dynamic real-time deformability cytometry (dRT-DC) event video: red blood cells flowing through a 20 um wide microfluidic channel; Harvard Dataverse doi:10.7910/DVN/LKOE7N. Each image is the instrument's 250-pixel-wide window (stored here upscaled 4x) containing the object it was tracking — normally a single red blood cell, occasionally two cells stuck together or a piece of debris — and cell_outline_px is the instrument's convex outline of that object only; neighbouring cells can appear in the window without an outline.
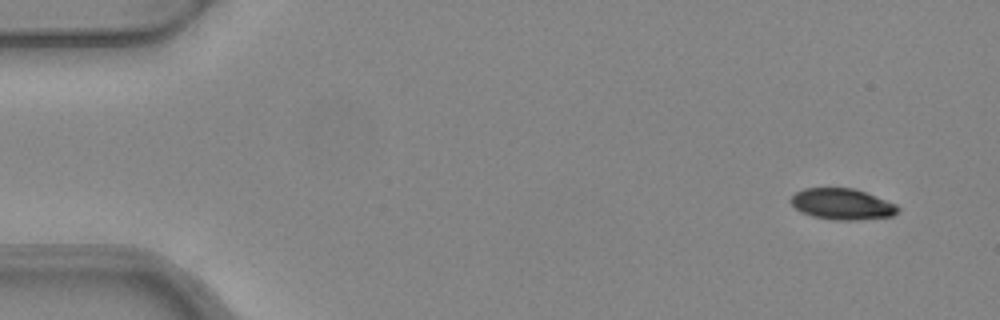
{"species": "common noctule bat (a hibernating species)", "species_latin": "Nyctalus noctula", "temperature_condition": "warm", "stored_images_in_passage": 5, "camera_frame_rate_fps": 3000, "um_per_image_px": 0.085, "animal": {"sex": "female", "body_mass_g": 24.6, "forearm_length_mm": 56.2}, "frame": {"image": 1, "passage_image": 1, "time_ms": 0.0, "image_size_px": [1000, 320], "cell_outline_px": [[900, 208], [892, 216], [856, 220], [832, 220], [812, 216], [800, 212], [788, 200], [796, 192], [804, 188], [852, 188], [864, 192], [896, 204]], "centroid_in_image_um": [71.54, 17.35], "position_along_channel_um": 13.5, "area_um2": 19.31}}
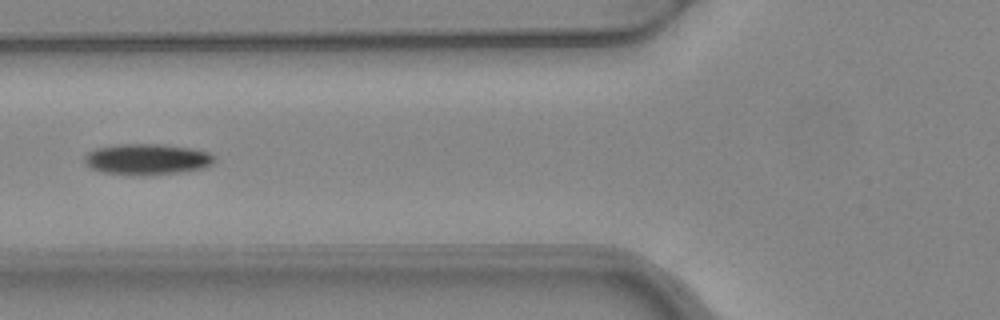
{"frame": {"image": 2, "passage_image": 4, "time_ms": 1.0, "image_size_px": [1000, 320], "cell_outline_px": [[216, 160], [212, 164], [204, 168], [176, 172], [144, 176], [132, 176], [100, 172], [88, 168], [84, 160], [84, 156], [88, 152], [96, 148], [120, 144], [160, 144], [196, 148], [208, 152], [216, 156]], "centroid_in_image_um": [12.49, 13.54], "position_along_channel_um": 113.3, "area_um2": 23.93}}
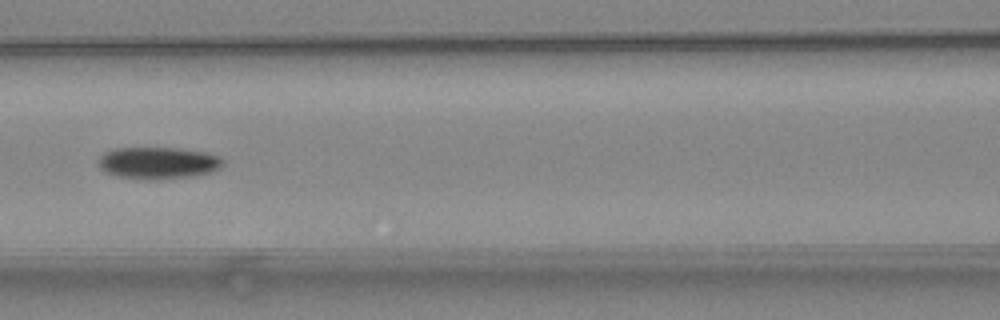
{"frame": {"image": 3, "passage_image": 5, "time_ms": 1.333, "image_size_px": [1000, 320], "cell_outline_px": [[224, 164], [220, 168], [212, 172], [192, 176], [152, 180], [140, 180], [116, 176], [104, 172], [96, 164], [96, 160], [104, 152], [112, 148], [180, 148], [204, 152], [220, 156], [224, 160]], "centroid_in_image_um": [13.39, 13.85], "position_along_channel_um": 153.2, "area_um2": 23.7}}